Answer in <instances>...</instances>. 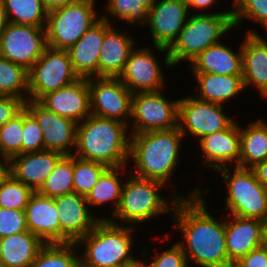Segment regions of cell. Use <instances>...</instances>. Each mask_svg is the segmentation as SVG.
<instances>
[{
	"label": "cell",
	"instance_id": "2",
	"mask_svg": "<svg viewBox=\"0 0 267 267\" xmlns=\"http://www.w3.org/2000/svg\"><path fill=\"white\" fill-rule=\"evenodd\" d=\"M128 125L115 119L91 114L77 124L74 156L105 164L107 167L125 166L129 161L130 138Z\"/></svg>",
	"mask_w": 267,
	"mask_h": 267
},
{
	"label": "cell",
	"instance_id": "47",
	"mask_svg": "<svg viewBox=\"0 0 267 267\" xmlns=\"http://www.w3.org/2000/svg\"><path fill=\"white\" fill-rule=\"evenodd\" d=\"M188 6V10L191 7H195L196 9H207L209 6L214 5L217 3V0H185Z\"/></svg>",
	"mask_w": 267,
	"mask_h": 267
},
{
	"label": "cell",
	"instance_id": "46",
	"mask_svg": "<svg viewBox=\"0 0 267 267\" xmlns=\"http://www.w3.org/2000/svg\"><path fill=\"white\" fill-rule=\"evenodd\" d=\"M80 0H42L45 9L49 12L51 10L64 7L68 4L76 3Z\"/></svg>",
	"mask_w": 267,
	"mask_h": 267
},
{
	"label": "cell",
	"instance_id": "38",
	"mask_svg": "<svg viewBox=\"0 0 267 267\" xmlns=\"http://www.w3.org/2000/svg\"><path fill=\"white\" fill-rule=\"evenodd\" d=\"M24 108L11 120L0 127L3 153L11 159L22 154Z\"/></svg>",
	"mask_w": 267,
	"mask_h": 267
},
{
	"label": "cell",
	"instance_id": "37",
	"mask_svg": "<svg viewBox=\"0 0 267 267\" xmlns=\"http://www.w3.org/2000/svg\"><path fill=\"white\" fill-rule=\"evenodd\" d=\"M34 191L11 173L0 184V207L25 211Z\"/></svg>",
	"mask_w": 267,
	"mask_h": 267
},
{
	"label": "cell",
	"instance_id": "10",
	"mask_svg": "<svg viewBox=\"0 0 267 267\" xmlns=\"http://www.w3.org/2000/svg\"><path fill=\"white\" fill-rule=\"evenodd\" d=\"M179 101L168 100L160 91L132 94L131 134L178 127Z\"/></svg>",
	"mask_w": 267,
	"mask_h": 267
},
{
	"label": "cell",
	"instance_id": "35",
	"mask_svg": "<svg viewBox=\"0 0 267 267\" xmlns=\"http://www.w3.org/2000/svg\"><path fill=\"white\" fill-rule=\"evenodd\" d=\"M108 167L105 164L83 160L73 155V190L86 196Z\"/></svg>",
	"mask_w": 267,
	"mask_h": 267
},
{
	"label": "cell",
	"instance_id": "50",
	"mask_svg": "<svg viewBox=\"0 0 267 267\" xmlns=\"http://www.w3.org/2000/svg\"><path fill=\"white\" fill-rule=\"evenodd\" d=\"M0 159L1 160H10L4 153H3V148H2V143H1V136H0Z\"/></svg>",
	"mask_w": 267,
	"mask_h": 267
},
{
	"label": "cell",
	"instance_id": "28",
	"mask_svg": "<svg viewBox=\"0 0 267 267\" xmlns=\"http://www.w3.org/2000/svg\"><path fill=\"white\" fill-rule=\"evenodd\" d=\"M193 75L199 86L197 87L199 95L197 93L195 97L202 101L222 105L245 89L242 75H217L212 73H193Z\"/></svg>",
	"mask_w": 267,
	"mask_h": 267
},
{
	"label": "cell",
	"instance_id": "36",
	"mask_svg": "<svg viewBox=\"0 0 267 267\" xmlns=\"http://www.w3.org/2000/svg\"><path fill=\"white\" fill-rule=\"evenodd\" d=\"M157 0H108L107 13L126 22L143 24L149 9Z\"/></svg>",
	"mask_w": 267,
	"mask_h": 267
},
{
	"label": "cell",
	"instance_id": "19",
	"mask_svg": "<svg viewBox=\"0 0 267 267\" xmlns=\"http://www.w3.org/2000/svg\"><path fill=\"white\" fill-rule=\"evenodd\" d=\"M231 216V220L225 221V244L228 258L234 264L265 244L267 223L256 218Z\"/></svg>",
	"mask_w": 267,
	"mask_h": 267
},
{
	"label": "cell",
	"instance_id": "21",
	"mask_svg": "<svg viewBox=\"0 0 267 267\" xmlns=\"http://www.w3.org/2000/svg\"><path fill=\"white\" fill-rule=\"evenodd\" d=\"M63 157L51 150L18 154L10 159V173L37 192Z\"/></svg>",
	"mask_w": 267,
	"mask_h": 267
},
{
	"label": "cell",
	"instance_id": "29",
	"mask_svg": "<svg viewBox=\"0 0 267 267\" xmlns=\"http://www.w3.org/2000/svg\"><path fill=\"white\" fill-rule=\"evenodd\" d=\"M240 132V157L238 167L252 169L267 159V123L261 120L250 122Z\"/></svg>",
	"mask_w": 267,
	"mask_h": 267
},
{
	"label": "cell",
	"instance_id": "11",
	"mask_svg": "<svg viewBox=\"0 0 267 267\" xmlns=\"http://www.w3.org/2000/svg\"><path fill=\"white\" fill-rule=\"evenodd\" d=\"M45 27L8 23L0 33V57L29 70L47 47Z\"/></svg>",
	"mask_w": 267,
	"mask_h": 267
},
{
	"label": "cell",
	"instance_id": "33",
	"mask_svg": "<svg viewBox=\"0 0 267 267\" xmlns=\"http://www.w3.org/2000/svg\"><path fill=\"white\" fill-rule=\"evenodd\" d=\"M28 70L23 66L0 57V96H14L28 101Z\"/></svg>",
	"mask_w": 267,
	"mask_h": 267
},
{
	"label": "cell",
	"instance_id": "54",
	"mask_svg": "<svg viewBox=\"0 0 267 267\" xmlns=\"http://www.w3.org/2000/svg\"><path fill=\"white\" fill-rule=\"evenodd\" d=\"M0 267H5L4 264L0 261Z\"/></svg>",
	"mask_w": 267,
	"mask_h": 267
},
{
	"label": "cell",
	"instance_id": "32",
	"mask_svg": "<svg viewBox=\"0 0 267 267\" xmlns=\"http://www.w3.org/2000/svg\"><path fill=\"white\" fill-rule=\"evenodd\" d=\"M76 243H50L45 244L38 252L31 267H82ZM76 248V249H75Z\"/></svg>",
	"mask_w": 267,
	"mask_h": 267
},
{
	"label": "cell",
	"instance_id": "16",
	"mask_svg": "<svg viewBox=\"0 0 267 267\" xmlns=\"http://www.w3.org/2000/svg\"><path fill=\"white\" fill-rule=\"evenodd\" d=\"M151 52L148 47L134 48L118 77L132 94L161 91L164 87L162 66Z\"/></svg>",
	"mask_w": 267,
	"mask_h": 267
},
{
	"label": "cell",
	"instance_id": "17",
	"mask_svg": "<svg viewBox=\"0 0 267 267\" xmlns=\"http://www.w3.org/2000/svg\"><path fill=\"white\" fill-rule=\"evenodd\" d=\"M60 222V243H77L104 218L91 215L85 196L75 192L54 198Z\"/></svg>",
	"mask_w": 267,
	"mask_h": 267
},
{
	"label": "cell",
	"instance_id": "4",
	"mask_svg": "<svg viewBox=\"0 0 267 267\" xmlns=\"http://www.w3.org/2000/svg\"><path fill=\"white\" fill-rule=\"evenodd\" d=\"M133 230L108 220H100L95 227L76 244L85 246L81 257L82 267H110L135 265L139 260L133 257Z\"/></svg>",
	"mask_w": 267,
	"mask_h": 267
},
{
	"label": "cell",
	"instance_id": "18",
	"mask_svg": "<svg viewBox=\"0 0 267 267\" xmlns=\"http://www.w3.org/2000/svg\"><path fill=\"white\" fill-rule=\"evenodd\" d=\"M38 102L50 112L81 123L91 115L88 78L80 77L73 83L47 93Z\"/></svg>",
	"mask_w": 267,
	"mask_h": 267
},
{
	"label": "cell",
	"instance_id": "39",
	"mask_svg": "<svg viewBox=\"0 0 267 267\" xmlns=\"http://www.w3.org/2000/svg\"><path fill=\"white\" fill-rule=\"evenodd\" d=\"M232 17L234 28L242 19L254 20L262 28L267 27V0H233Z\"/></svg>",
	"mask_w": 267,
	"mask_h": 267
},
{
	"label": "cell",
	"instance_id": "26",
	"mask_svg": "<svg viewBox=\"0 0 267 267\" xmlns=\"http://www.w3.org/2000/svg\"><path fill=\"white\" fill-rule=\"evenodd\" d=\"M235 53L221 41L211 45L191 61L193 73L242 75V52Z\"/></svg>",
	"mask_w": 267,
	"mask_h": 267
},
{
	"label": "cell",
	"instance_id": "25",
	"mask_svg": "<svg viewBox=\"0 0 267 267\" xmlns=\"http://www.w3.org/2000/svg\"><path fill=\"white\" fill-rule=\"evenodd\" d=\"M134 39L111 25L104 34L98 63V77H119L131 51Z\"/></svg>",
	"mask_w": 267,
	"mask_h": 267
},
{
	"label": "cell",
	"instance_id": "41",
	"mask_svg": "<svg viewBox=\"0 0 267 267\" xmlns=\"http://www.w3.org/2000/svg\"><path fill=\"white\" fill-rule=\"evenodd\" d=\"M26 231L25 211L0 207V239Z\"/></svg>",
	"mask_w": 267,
	"mask_h": 267
},
{
	"label": "cell",
	"instance_id": "30",
	"mask_svg": "<svg viewBox=\"0 0 267 267\" xmlns=\"http://www.w3.org/2000/svg\"><path fill=\"white\" fill-rule=\"evenodd\" d=\"M124 166L120 167H108L98 178V181L93 188L87 193L85 199L87 203L92 207L101 206L105 202H114L112 214L118 207L123 182L120 181L118 174Z\"/></svg>",
	"mask_w": 267,
	"mask_h": 267
},
{
	"label": "cell",
	"instance_id": "52",
	"mask_svg": "<svg viewBox=\"0 0 267 267\" xmlns=\"http://www.w3.org/2000/svg\"><path fill=\"white\" fill-rule=\"evenodd\" d=\"M131 267H144L140 262H138L137 264L131 266Z\"/></svg>",
	"mask_w": 267,
	"mask_h": 267
},
{
	"label": "cell",
	"instance_id": "23",
	"mask_svg": "<svg viewBox=\"0 0 267 267\" xmlns=\"http://www.w3.org/2000/svg\"><path fill=\"white\" fill-rule=\"evenodd\" d=\"M244 87L252 84L260 95L267 97V43L258 32L248 31L241 44Z\"/></svg>",
	"mask_w": 267,
	"mask_h": 267
},
{
	"label": "cell",
	"instance_id": "31",
	"mask_svg": "<svg viewBox=\"0 0 267 267\" xmlns=\"http://www.w3.org/2000/svg\"><path fill=\"white\" fill-rule=\"evenodd\" d=\"M3 3L8 23L46 26L48 11L42 0H3Z\"/></svg>",
	"mask_w": 267,
	"mask_h": 267
},
{
	"label": "cell",
	"instance_id": "15",
	"mask_svg": "<svg viewBox=\"0 0 267 267\" xmlns=\"http://www.w3.org/2000/svg\"><path fill=\"white\" fill-rule=\"evenodd\" d=\"M24 107L43 132L44 150L56 151L64 156L73 155L71 152L76 147V122L48 111L38 101L28 100Z\"/></svg>",
	"mask_w": 267,
	"mask_h": 267
},
{
	"label": "cell",
	"instance_id": "24",
	"mask_svg": "<svg viewBox=\"0 0 267 267\" xmlns=\"http://www.w3.org/2000/svg\"><path fill=\"white\" fill-rule=\"evenodd\" d=\"M203 151L204 165L218 170L227 167L228 163L234 166L239 164L240 157V132L239 126L234 121L227 129L209 134L199 140ZM234 162V163H233Z\"/></svg>",
	"mask_w": 267,
	"mask_h": 267
},
{
	"label": "cell",
	"instance_id": "7",
	"mask_svg": "<svg viewBox=\"0 0 267 267\" xmlns=\"http://www.w3.org/2000/svg\"><path fill=\"white\" fill-rule=\"evenodd\" d=\"M234 167L233 174L228 166L218 169L229 193L225 209L233 216L256 218L267 223V188L258 181L253 169Z\"/></svg>",
	"mask_w": 267,
	"mask_h": 267
},
{
	"label": "cell",
	"instance_id": "14",
	"mask_svg": "<svg viewBox=\"0 0 267 267\" xmlns=\"http://www.w3.org/2000/svg\"><path fill=\"white\" fill-rule=\"evenodd\" d=\"M189 10L185 0L156 1L149 9L147 19L155 49L168 52L184 27Z\"/></svg>",
	"mask_w": 267,
	"mask_h": 267
},
{
	"label": "cell",
	"instance_id": "13",
	"mask_svg": "<svg viewBox=\"0 0 267 267\" xmlns=\"http://www.w3.org/2000/svg\"><path fill=\"white\" fill-rule=\"evenodd\" d=\"M88 85L91 114L129 125L132 93L118 77H90Z\"/></svg>",
	"mask_w": 267,
	"mask_h": 267
},
{
	"label": "cell",
	"instance_id": "44",
	"mask_svg": "<svg viewBox=\"0 0 267 267\" xmlns=\"http://www.w3.org/2000/svg\"><path fill=\"white\" fill-rule=\"evenodd\" d=\"M233 267H267V246H263L250 251L240 258Z\"/></svg>",
	"mask_w": 267,
	"mask_h": 267
},
{
	"label": "cell",
	"instance_id": "27",
	"mask_svg": "<svg viewBox=\"0 0 267 267\" xmlns=\"http://www.w3.org/2000/svg\"><path fill=\"white\" fill-rule=\"evenodd\" d=\"M45 243L29 231L0 239V261L5 267H31Z\"/></svg>",
	"mask_w": 267,
	"mask_h": 267
},
{
	"label": "cell",
	"instance_id": "48",
	"mask_svg": "<svg viewBox=\"0 0 267 267\" xmlns=\"http://www.w3.org/2000/svg\"><path fill=\"white\" fill-rule=\"evenodd\" d=\"M10 173V160L0 159V184Z\"/></svg>",
	"mask_w": 267,
	"mask_h": 267
},
{
	"label": "cell",
	"instance_id": "49",
	"mask_svg": "<svg viewBox=\"0 0 267 267\" xmlns=\"http://www.w3.org/2000/svg\"><path fill=\"white\" fill-rule=\"evenodd\" d=\"M8 19L4 7L3 0H0V33L6 28Z\"/></svg>",
	"mask_w": 267,
	"mask_h": 267
},
{
	"label": "cell",
	"instance_id": "51",
	"mask_svg": "<svg viewBox=\"0 0 267 267\" xmlns=\"http://www.w3.org/2000/svg\"><path fill=\"white\" fill-rule=\"evenodd\" d=\"M133 265H116V266H110V267H131Z\"/></svg>",
	"mask_w": 267,
	"mask_h": 267
},
{
	"label": "cell",
	"instance_id": "20",
	"mask_svg": "<svg viewBox=\"0 0 267 267\" xmlns=\"http://www.w3.org/2000/svg\"><path fill=\"white\" fill-rule=\"evenodd\" d=\"M107 16H101L97 23L67 49L73 69L79 77H98V63L104 34L111 26Z\"/></svg>",
	"mask_w": 267,
	"mask_h": 267
},
{
	"label": "cell",
	"instance_id": "45",
	"mask_svg": "<svg viewBox=\"0 0 267 267\" xmlns=\"http://www.w3.org/2000/svg\"><path fill=\"white\" fill-rule=\"evenodd\" d=\"M257 176L258 181L267 188V159L258 163L252 168Z\"/></svg>",
	"mask_w": 267,
	"mask_h": 267
},
{
	"label": "cell",
	"instance_id": "42",
	"mask_svg": "<svg viewBox=\"0 0 267 267\" xmlns=\"http://www.w3.org/2000/svg\"><path fill=\"white\" fill-rule=\"evenodd\" d=\"M139 262L144 267H188L186 256L178 242L160 255L156 254L149 264L140 259Z\"/></svg>",
	"mask_w": 267,
	"mask_h": 267
},
{
	"label": "cell",
	"instance_id": "22",
	"mask_svg": "<svg viewBox=\"0 0 267 267\" xmlns=\"http://www.w3.org/2000/svg\"><path fill=\"white\" fill-rule=\"evenodd\" d=\"M28 231L45 244L60 243V222L53 198L34 192L25 209Z\"/></svg>",
	"mask_w": 267,
	"mask_h": 267
},
{
	"label": "cell",
	"instance_id": "1",
	"mask_svg": "<svg viewBox=\"0 0 267 267\" xmlns=\"http://www.w3.org/2000/svg\"><path fill=\"white\" fill-rule=\"evenodd\" d=\"M172 197V219L174 227L184 237L185 241L178 243L186 256L188 266L189 262H194L200 267H233L226 250L225 220L217 221L207 211L200 188L196 187L186 197L176 193Z\"/></svg>",
	"mask_w": 267,
	"mask_h": 267
},
{
	"label": "cell",
	"instance_id": "34",
	"mask_svg": "<svg viewBox=\"0 0 267 267\" xmlns=\"http://www.w3.org/2000/svg\"><path fill=\"white\" fill-rule=\"evenodd\" d=\"M38 193L56 198L73 190V155L64 156L43 183Z\"/></svg>",
	"mask_w": 267,
	"mask_h": 267
},
{
	"label": "cell",
	"instance_id": "5",
	"mask_svg": "<svg viewBox=\"0 0 267 267\" xmlns=\"http://www.w3.org/2000/svg\"><path fill=\"white\" fill-rule=\"evenodd\" d=\"M234 28L232 10L216 13H195L188 16L178 38L167 49L163 65L173 67L181 61L189 63L220 37Z\"/></svg>",
	"mask_w": 267,
	"mask_h": 267
},
{
	"label": "cell",
	"instance_id": "8",
	"mask_svg": "<svg viewBox=\"0 0 267 267\" xmlns=\"http://www.w3.org/2000/svg\"><path fill=\"white\" fill-rule=\"evenodd\" d=\"M95 0H80L51 10L45 26L47 45L67 50L100 18H96Z\"/></svg>",
	"mask_w": 267,
	"mask_h": 267
},
{
	"label": "cell",
	"instance_id": "9",
	"mask_svg": "<svg viewBox=\"0 0 267 267\" xmlns=\"http://www.w3.org/2000/svg\"><path fill=\"white\" fill-rule=\"evenodd\" d=\"M79 78L73 69L67 50L47 46L43 55L28 70V100L39 101L47 93L56 91Z\"/></svg>",
	"mask_w": 267,
	"mask_h": 267
},
{
	"label": "cell",
	"instance_id": "43",
	"mask_svg": "<svg viewBox=\"0 0 267 267\" xmlns=\"http://www.w3.org/2000/svg\"><path fill=\"white\" fill-rule=\"evenodd\" d=\"M25 101L14 96H0V127L17 115Z\"/></svg>",
	"mask_w": 267,
	"mask_h": 267
},
{
	"label": "cell",
	"instance_id": "40",
	"mask_svg": "<svg viewBox=\"0 0 267 267\" xmlns=\"http://www.w3.org/2000/svg\"><path fill=\"white\" fill-rule=\"evenodd\" d=\"M22 139V154L44 150L43 132L25 107Z\"/></svg>",
	"mask_w": 267,
	"mask_h": 267
},
{
	"label": "cell",
	"instance_id": "53",
	"mask_svg": "<svg viewBox=\"0 0 267 267\" xmlns=\"http://www.w3.org/2000/svg\"><path fill=\"white\" fill-rule=\"evenodd\" d=\"M265 245L267 246V228H266V231H265Z\"/></svg>",
	"mask_w": 267,
	"mask_h": 267
},
{
	"label": "cell",
	"instance_id": "6",
	"mask_svg": "<svg viewBox=\"0 0 267 267\" xmlns=\"http://www.w3.org/2000/svg\"><path fill=\"white\" fill-rule=\"evenodd\" d=\"M164 186L160 181L131 175L123 184L118 207L112 214L115 219L104 217V220L118 225L122 221L125 225L133 226L132 224L150 221L160 214L169 213L172 206L159 193ZM116 219L119 220L118 223Z\"/></svg>",
	"mask_w": 267,
	"mask_h": 267
},
{
	"label": "cell",
	"instance_id": "12",
	"mask_svg": "<svg viewBox=\"0 0 267 267\" xmlns=\"http://www.w3.org/2000/svg\"><path fill=\"white\" fill-rule=\"evenodd\" d=\"M179 100L178 127L183 136H188L186 133L189 132L200 140L227 129L234 122L220 104L202 101L195 96Z\"/></svg>",
	"mask_w": 267,
	"mask_h": 267
},
{
	"label": "cell",
	"instance_id": "3",
	"mask_svg": "<svg viewBox=\"0 0 267 267\" xmlns=\"http://www.w3.org/2000/svg\"><path fill=\"white\" fill-rule=\"evenodd\" d=\"M129 159L135 162L137 177L157 180L165 185L179 162L184 138L179 127L130 135Z\"/></svg>",
	"mask_w": 267,
	"mask_h": 267
}]
</instances>
